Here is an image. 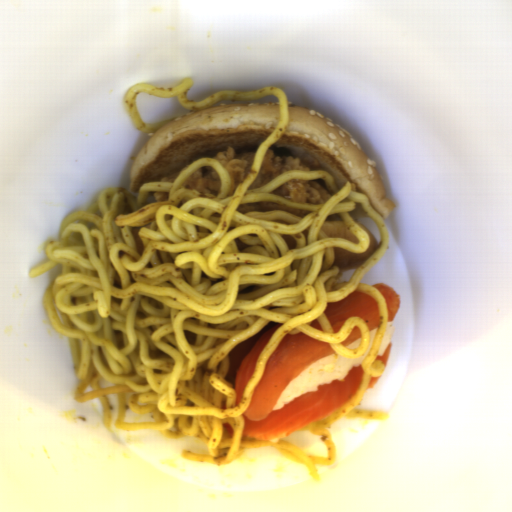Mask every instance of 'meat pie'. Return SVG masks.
Returning <instances> with one entry per match:
<instances>
[{"label":"meat pie","mask_w":512,"mask_h":512,"mask_svg":"<svg viewBox=\"0 0 512 512\" xmlns=\"http://www.w3.org/2000/svg\"><path fill=\"white\" fill-rule=\"evenodd\" d=\"M271 193L301 204H324L331 197L330 191L315 178L292 179Z\"/></svg>","instance_id":"b5893723"},{"label":"meat pie","mask_w":512,"mask_h":512,"mask_svg":"<svg viewBox=\"0 0 512 512\" xmlns=\"http://www.w3.org/2000/svg\"><path fill=\"white\" fill-rule=\"evenodd\" d=\"M181 172H174L173 174L171 175H168L166 177H163V178H160V181L158 182H175L177 176L180 174Z\"/></svg>","instance_id":"921d32a9"},{"label":"meat pie","mask_w":512,"mask_h":512,"mask_svg":"<svg viewBox=\"0 0 512 512\" xmlns=\"http://www.w3.org/2000/svg\"><path fill=\"white\" fill-rule=\"evenodd\" d=\"M221 185L222 179L216 168L204 165L196 169L181 186L199 192V196L202 197H218Z\"/></svg>","instance_id":"038a4eef"},{"label":"meat pie","mask_w":512,"mask_h":512,"mask_svg":"<svg viewBox=\"0 0 512 512\" xmlns=\"http://www.w3.org/2000/svg\"><path fill=\"white\" fill-rule=\"evenodd\" d=\"M286 171H310V168L301 163L299 157L275 156L272 149H267L260 170L247 190L258 189L271 181L277 175Z\"/></svg>","instance_id":"742d133d"},{"label":"meat pie","mask_w":512,"mask_h":512,"mask_svg":"<svg viewBox=\"0 0 512 512\" xmlns=\"http://www.w3.org/2000/svg\"><path fill=\"white\" fill-rule=\"evenodd\" d=\"M239 213H246L249 211H257V212H268V211H274V210H284L289 213H292L296 215L299 218H303L308 213H310L313 210H303V209H296L288 206H284L281 204H278L276 202H259V203H250V204H240L238 208L236 209Z\"/></svg>","instance_id":"da49f01a"},{"label":"meat pie","mask_w":512,"mask_h":512,"mask_svg":"<svg viewBox=\"0 0 512 512\" xmlns=\"http://www.w3.org/2000/svg\"><path fill=\"white\" fill-rule=\"evenodd\" d=\"M155 202L158 201H166L168 199L169 193L163 191H154L153 193Z\"/></svg>","instance_id":"7a18547d"},{"label":"meat pie","mask_w":512,"mask_h":512,"mask_svg":"<svg viewBox=\"0 0 512 512\" xmlns=\"http://www.w3.org/2000/svg\"><path fill=\"white\" fill-rule=\"evenodd\" d=\"M256 153L255 151L237 153L231 145H228L227 150L217 152L216 156L212 158L215 159L229 175L230 190L227 196H233L239 185L249 174Z\"/></svg>","instance_id":"c0bc52ac"}]
</instances>
